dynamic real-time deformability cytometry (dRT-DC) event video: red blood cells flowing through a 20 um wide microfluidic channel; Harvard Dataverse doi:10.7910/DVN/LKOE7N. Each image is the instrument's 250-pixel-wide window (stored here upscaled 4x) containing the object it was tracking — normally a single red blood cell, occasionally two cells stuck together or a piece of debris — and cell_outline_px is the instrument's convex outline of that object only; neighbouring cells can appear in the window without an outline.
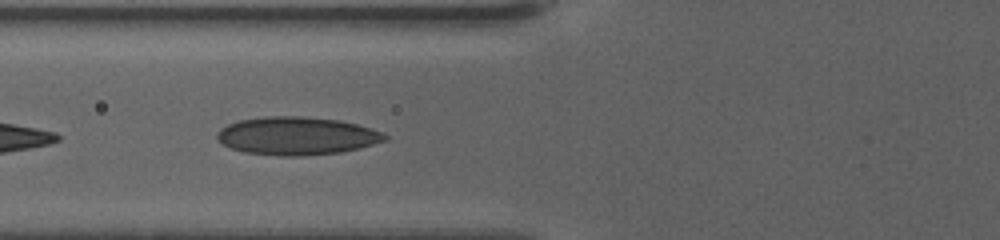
{"species": "human", "species_latin": "Homo sapiens", "temperature_condition": "warm", "stored_images_in_passage": 38, "camera_frame_rate_fps": 3000, "um_per_image_px": 0.085, "donor": {"sex": "female"}, "frame": {"image": 1, "passage_image": 4, "time_ms": 1.0, "image_size_px": [1000, 240], "cell_outline_px": [[388, 140], [360, 148], [340, 152], [304, 156], [280, 156], [244, 152], [232, 148], [216, 140], [216, 132], [220, 128], [228, 124], [240, 120], [264, 116], [304, 116], [340, 120], [372, 128], [384, 132], [388, 136]], "centroid_in_image_um": [25.24, 11.55], "position_along_channel_um": 100.6, "area_um2": 37.51}}
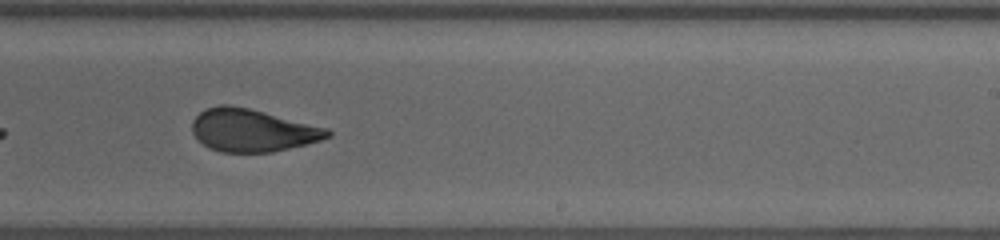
{"frame": {"image": 2, "passage_image": 18, "time_ms": 5.667, "image_size_px": [1000, 240], "cell_outline_px": [[332, 136], [320, 140], [272, 152], [220, 152], [208, 148], [192, 132], [192, 120], [204, 108], [220, 104], [228, 104], [248, 108], [328, 128], [332, 132]], "centroid_in_image_um": [21.43, 11.07], "position_along_channel_um": 267.6, "area_um2": 33.47}}
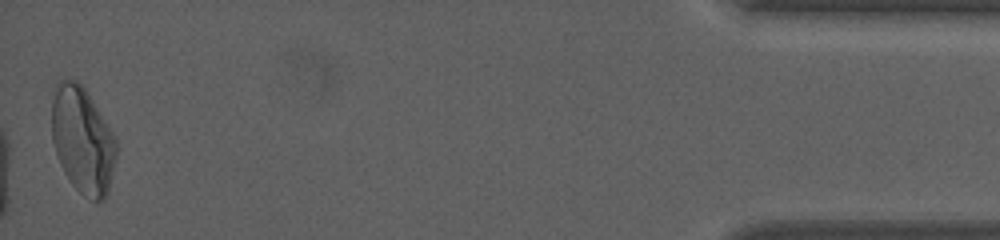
{"frame": {"image": 3, "passage_image": 38, "time_ms": 12.333, "image_size_px": [1000, 240], "cell_outline_px": [[116, 156], [108, 192], [104, 200], [92, 200], [84, 196], [72, 184], [64, 172], [60, 164], [52, 140], [52, 100], [56, 84], [60, 80], [76, 80], [84, 88], [112, 132], [116, 140]], "centroid_in_image_um": [7.01, 11.93], "position_along_channel_um": 428.2, "area_um2": 39.59}, "authors_computed_cell_mechanics": {"area_um2": 34.969, "velocity_mm_per_s": 3.5774, "shape_relaxation_time_tau1_ms": 10.1687, "shape_relaxation_time_tau2_ms": 1.3377, "deformation_change_tau1": 0.2368, "deformation_change_tau2": 0.0876}}